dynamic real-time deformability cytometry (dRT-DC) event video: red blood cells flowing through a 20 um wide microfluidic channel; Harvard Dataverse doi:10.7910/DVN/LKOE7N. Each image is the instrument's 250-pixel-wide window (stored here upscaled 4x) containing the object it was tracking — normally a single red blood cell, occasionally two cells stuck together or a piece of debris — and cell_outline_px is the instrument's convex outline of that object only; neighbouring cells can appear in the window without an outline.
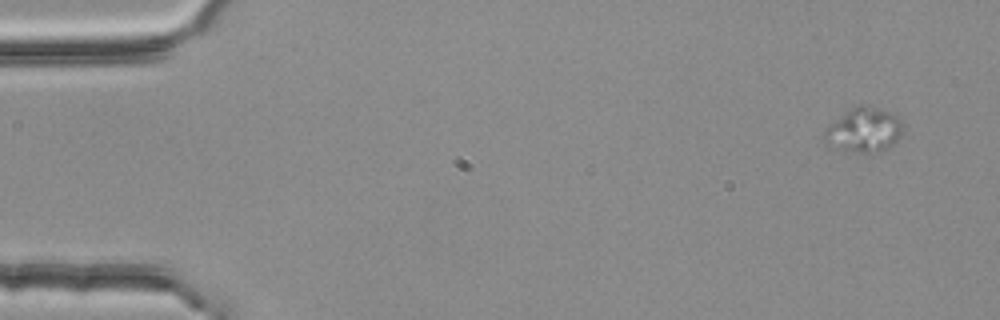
{"species": "common noctule bat (a hibernating species)", "species_latin": "Nyctalus noctula", "temperature_condition": "room temperature", "stored_images_in_passage": 3, "camera_frame_rate_fps": 3000, "um_per_image_px": 0.085, "animal": {"sex": "female", "body_mass_g": 25.1}, "frame": {"image": 1, "passage_image": 1, "time_ms": 0.0, "image_size_px": [1000, 320], "cell_outline_px": [[904, 132], [888, 148], [880, 152], [856, 152], [836, 148], [824, 140], [824, 128], [856, 104], [868, 104], [880, 108], [896, 116], [904, 124]], "centroid_in_image_um": [73.45, 11.02], "position_along_channel_um": 11.5, "area_um2": 20.46}}
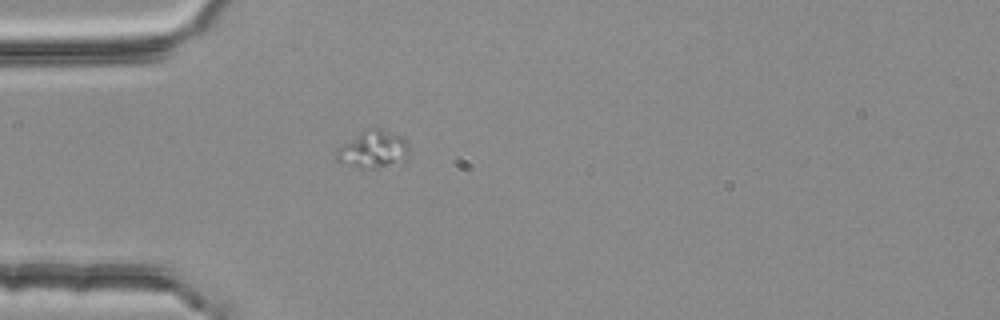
{"frame": {"image": 2, "passage_image": 3, "time_ms": 0.667, "image_size_px": [1000, 320], "cell_outline_px": [[408, 156], [404, 160], [388, 164], [360, 168], [340, 164], [336, 160], [336, 148], [364, 128], [380, 128], [404, 136], [408, 140]], "centroid_in_image_um": [31.68, 12.64], "position_along_channel_um": 53.3, "area_um2": 15.95}}